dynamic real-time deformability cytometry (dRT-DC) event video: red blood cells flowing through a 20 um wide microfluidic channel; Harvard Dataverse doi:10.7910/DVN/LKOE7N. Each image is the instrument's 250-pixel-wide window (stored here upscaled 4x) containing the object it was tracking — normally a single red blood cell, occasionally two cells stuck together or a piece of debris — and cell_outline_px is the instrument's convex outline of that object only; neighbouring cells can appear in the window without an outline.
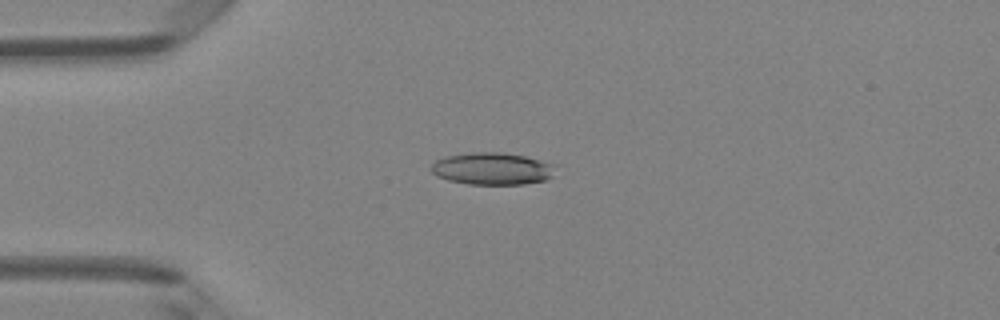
{"species": "Egyptian fruit bat (a non-hibernating species)", "species_latin": "Rousettus aegyptiacus", "temperature_condition": "room temperature", "stored_images_in_passage": 5, "camera_frame_rate_fps": 3000, "um_per_image_px": 0.085, "animal": {"sex": "female"}, "frame": {"image": 1, "passage_image": 4, "time_ms": 1.0, "image_size_px": [1000, 320], "cell_outline_px": [[556, 164], [552, 176], [544, 180], [524, 184], [468, 184], [448, 180], [436, 176], [432, 172], [432, 164], [436, 160], [444, 156], [472, 152], [504, 152], [524, 156]], "centroid_in_image_um": [41.83, 14.33], "position_along_channel_um": 43.2, "area_um2": 23.35}}